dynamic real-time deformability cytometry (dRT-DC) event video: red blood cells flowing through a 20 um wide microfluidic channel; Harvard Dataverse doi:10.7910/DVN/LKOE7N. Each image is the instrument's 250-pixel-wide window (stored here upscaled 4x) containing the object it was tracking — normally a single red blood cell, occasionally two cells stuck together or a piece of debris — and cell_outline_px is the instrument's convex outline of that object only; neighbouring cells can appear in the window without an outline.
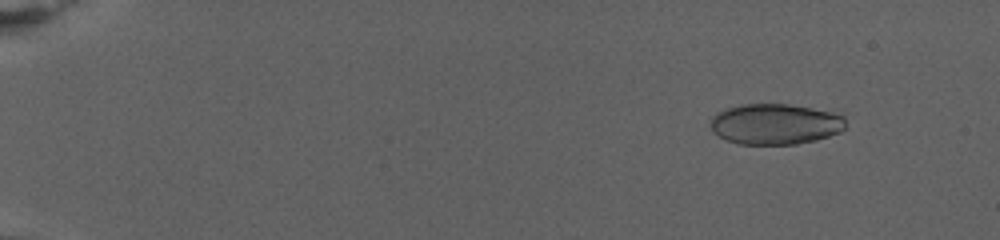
{"species": "human", "species_latin": "Homo sapiens", "temperature_condition": "warm", "stored_images_in_passage": 80, "camera_frame_rate_fps": 3000, "um_per_image_px": 0.085, "donor": {"sex": "female"}, "frame": {"image": 1, "passage_image": 10, "time_ms": 3.0, "image_size_px": [1000, 240], "cell_outline_px": [[844, 128], [840, 132], [816, 140], [796, 144], [740, 144], [728, 140], [712, 132], [712, 116], [728, 108], [744, 104], [788, 104], [828, 112], [844, 116]], "centroid_in_image_um": [65.89, 10.56], "position_along_channel_um": 19.1, "area_um2": 31.5}}
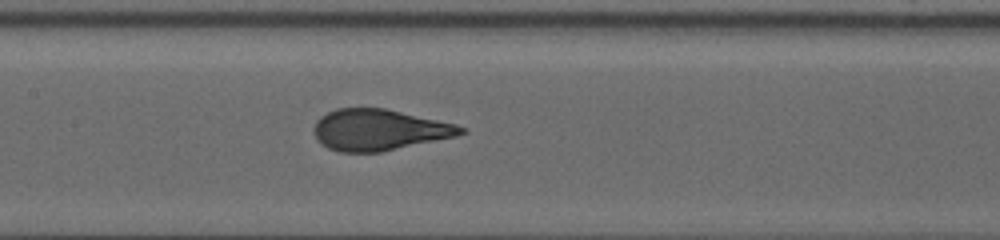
{"frame": {"image": 2, "passage_image": 43, "time_ms": 14.0, "image_size_px": [1000, 240], "cell_outline_px": [[468, 132], [456, 136], [380, 152], [340, 152], [328, 148], [320, 144], [316, 140], [312, 128], [316, 120], [320, 116], [336, 108], [384, 108], [456, 124], [464, 128]], "centroid_in_image_um": [32.17, 11.04], "position_along_channel_um": 175.2, "area_um2": 35.26}}
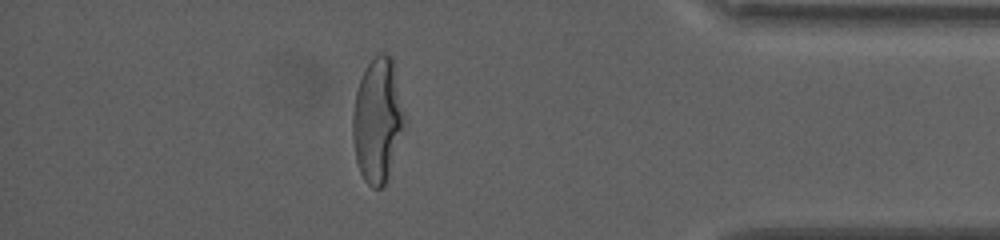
{"frame": {"image": 3, "passage_image": 71, "time_ms": 23.333, "image_size_px": [1000, 240], "cell_outline_px": [[404, 124], [388, 180], [380, 188], [372, 188], [364, 180], [360, 172], [356, 160], [352, 140], [352, 112], [356, 92], [364, 68], [380, 52], [384, 52], [392, 56], [404, 116]], "centroid_in_image_um": [32.06, 10.24], "position_along_channel_um": 403.1, "area_um2": 37.34}, "authors_computed_cell_mechanics": {"area_um2": 35.1135, "velocity_mm_per_s": 2.7436, "shape_relaxation_time_tau1_ms": 6.7725, "shape_relaxation_time_tau2_ms": null, "deformation_change_tau1": 0.2668, "deformation_change_tau2": null}}